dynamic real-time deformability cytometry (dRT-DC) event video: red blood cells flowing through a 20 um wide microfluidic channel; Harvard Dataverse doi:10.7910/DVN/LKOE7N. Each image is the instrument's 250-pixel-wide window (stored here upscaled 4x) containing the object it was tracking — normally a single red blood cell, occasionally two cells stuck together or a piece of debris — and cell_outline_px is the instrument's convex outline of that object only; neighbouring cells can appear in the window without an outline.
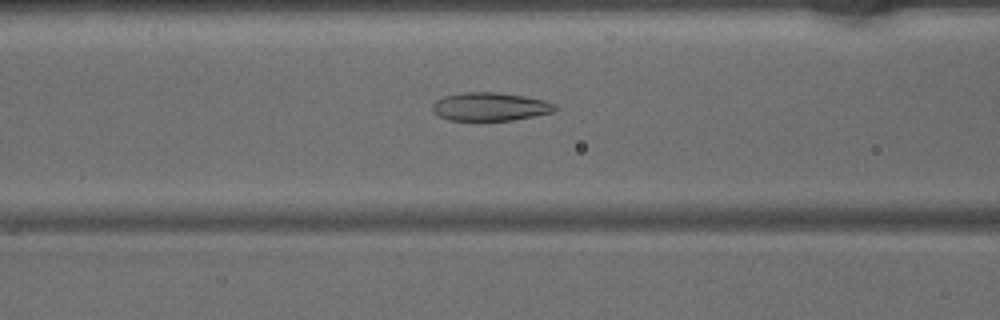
{"species": "common noctule bat (a hibernating species)", "species_latin": "Nyctalus noctula", "temperature_condition": "warm", "stored_images_in_passage": 47, "camera_frame_rate_fps": 3000, "um_per_image_px": 0.085, "animal": {"sex": "male", "body_mass_g": 15.6}, "frame": {"image": 1, "passage_image": 19, "time_ms": 6.0, "image_size_px": [1000, 320], "cell_outline_px": [[556, 108], [552, 112], [512, 120], [448, 120], [432, 112], [432, 104], [436, 100], [444, 96], [464, 92], [496, 92], [524, 96], [544, 100], [556, 104]], "centroid_in_image_um": [41.62, 9.06], "position_along_channel_um": 125.0, "area_um2": 20.11}}
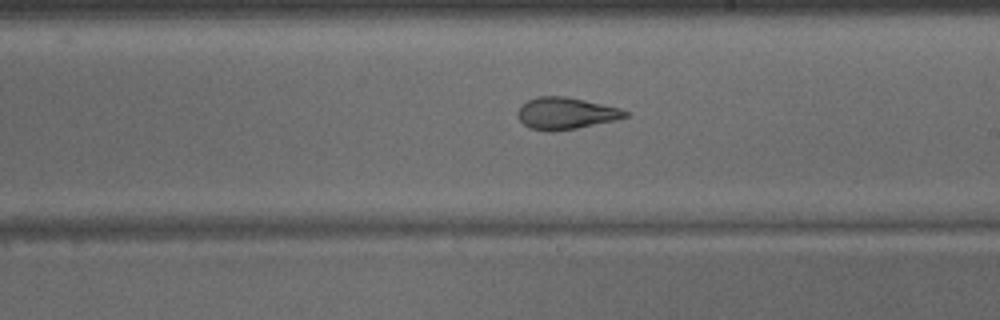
{"frame": {"image": 2, "passage_image": 27, "time_ms": 8.667, "image_size_px": [1000, 320], "cell_outline_px": [[628, 116], [616, 120], [576, 128], [552, 132], [548, 132], [532, 128], [524, 124], [520, 120], [516, 112], [520, 104], [536, 96], [564, 96], [584, 100], [620, 108], [628, 112]], "centroid_in_image_um": [48.06, 9.63], "position_along_channel_um": 240.9, "area_um2": 19.94}}
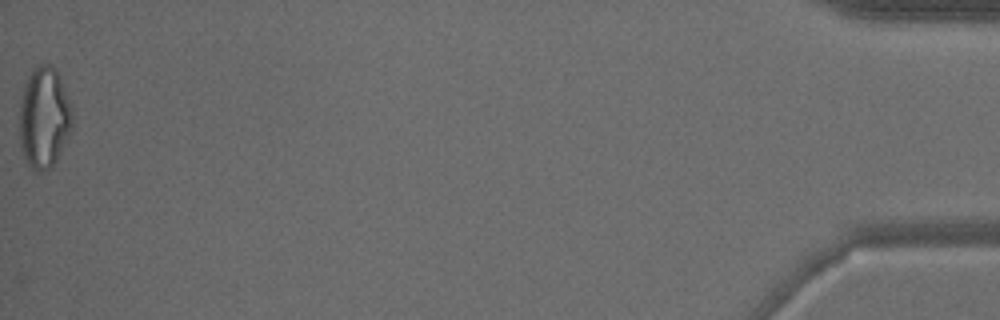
{"frame": {"image": 3, "passage_image": 47, "time_ms": 15.333, "image_size_px": [1000, 320], "cell_outline_px": [[72, 128], [56, 160], [44, 172], [36, 172], [24, 160], [20, 148], [20, 96], [24, 84], [28, 76], [40, 64], [52, 64], [56, 68], [72, 108]], "centroid_in_image_um": [3.73, 10.0], "position_along_channel_um": 431.5, "area_um2": 31.21}}